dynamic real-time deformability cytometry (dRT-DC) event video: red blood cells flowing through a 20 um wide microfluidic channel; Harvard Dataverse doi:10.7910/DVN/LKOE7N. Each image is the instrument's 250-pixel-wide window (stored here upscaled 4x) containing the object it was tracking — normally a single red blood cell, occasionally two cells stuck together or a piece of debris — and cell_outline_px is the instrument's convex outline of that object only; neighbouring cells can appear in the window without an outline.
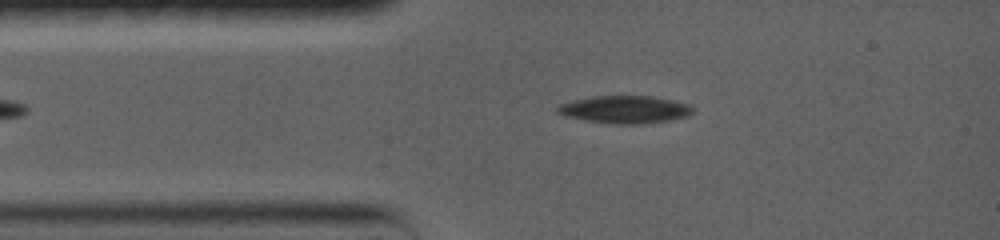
{"species": "common noctule bat (a hibernating species)", "species_latin": "Nyctalus noctula", "temperature_condition": "warm", "stored_images_in_passage": 39, "camera_frame_rate_fps": 5000, "um_per_image_px": 0.085, "animal": {"sex": "female", "body_mass_g": 19.0, "forearm_length_mm": 56.7}, "frame": {"image": 1, "passage_image": 5, "time_ms": 2.2, "image_size_px": [1000, 240], "cell_outline_px": [[692, 112], [688, 116], [672, 120], [644, 124], [612, 124], [584, 120], [564, 116], [556, 112], [556, 108], [560, 104], [572, 100], [592, 96], [652, 96], [672, 100], [688, 104], [692, 108]], "centroid_in_image_um": [53.09, 9.31], "position_along_channel_um": 31.9, "area_um2": 21.91}}
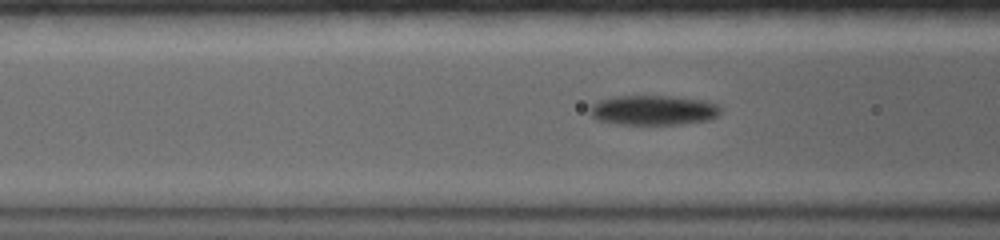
{"frame": {"image": 2, "passage_image": 16, "time_ms": 4.8, "image_size_px": [1000, 240], "cell_outline_px": [[720, 112], [716, 116], [708, 120], [684, 124], [616, 124], [600, 120], [592, 116], [592, 104], [596, 100], [616, 96], [672, 96], [704, 100], [716, 104], [720, 108]], "centroid_in_image_um": [55.54, 9.36], "position_along_channel_um": 111.1, "area_um2": 22.6}}
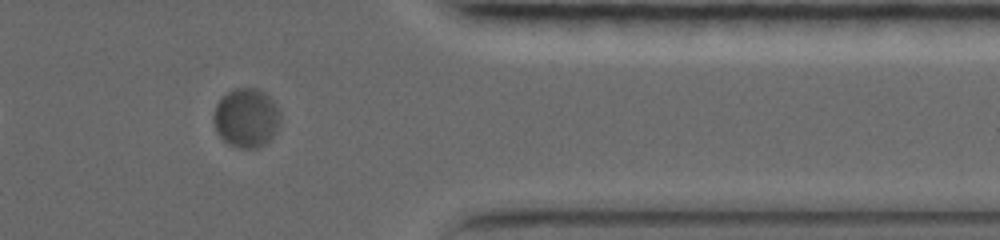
{"frame": {"image": 3, "passage_image": 34, "time_ms": 13.0, "image_size_px": [1000, 240], "cell_outline_px": [[280, 128], [268, 144], [256, 148], [236, 148], [228, 144], [216, 132], [212, 120], [212, 116], [216, 104], [220, 96], [236, 88], [260, 88], [276, 104], [280, 112]], "centroid_in_image_um": [20.94, 10.04], "position_along_channel_um": 390.5, "area_um2": 23.7}, "authors_computed_cell_mechanics": {"area_um2": 22.9466, "velocity_mm_per_s": 3.5414, "shape_relaxation_time_tau1_ms": 3.9925, "shape_relaxation_time_tau2_ms": null, "deformation_change_tau1": 0.1127, "deformation_change_tau2": null}}